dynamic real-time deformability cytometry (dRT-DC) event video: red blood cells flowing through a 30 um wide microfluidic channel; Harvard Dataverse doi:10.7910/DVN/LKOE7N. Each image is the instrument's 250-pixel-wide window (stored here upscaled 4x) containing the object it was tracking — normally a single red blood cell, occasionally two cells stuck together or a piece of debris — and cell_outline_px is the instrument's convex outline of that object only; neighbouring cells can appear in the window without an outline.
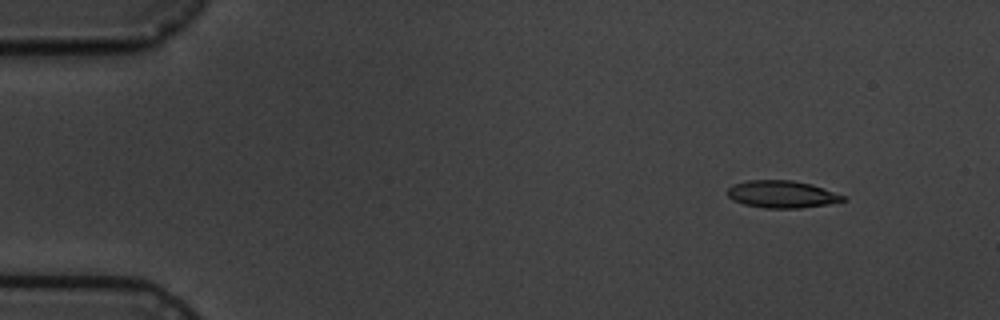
{"species": "common noctule bat (a hibernating species)", "species_latin": "Nyctalus noctula", "temperature_condition": "cold", "stored_images_in_passage": 5, "camera_frame_rate_fps": 3000, "um_per_image_px": 0.085, "animal": {"sex": "male", "body_mass_g": 19.5, "forearm_length_mm": 54.6}, "frame": {"image": 1, "passage_image": 2, "time_ms": 1.333, "image_size_px": [1000, 320], "cell_outline_px": [[848, 200], [828, 204], [800, 208], [764, 208], [744, 204], [732, 200], [728, 196], [728, 188], [732, 184], [748, 180], [792, 180], [812, 184], [848, 196]], "centroid_in_image_um": [66.5, 16.51], "position_along_channel_um": 18.5, "area_um2": 18.61}}
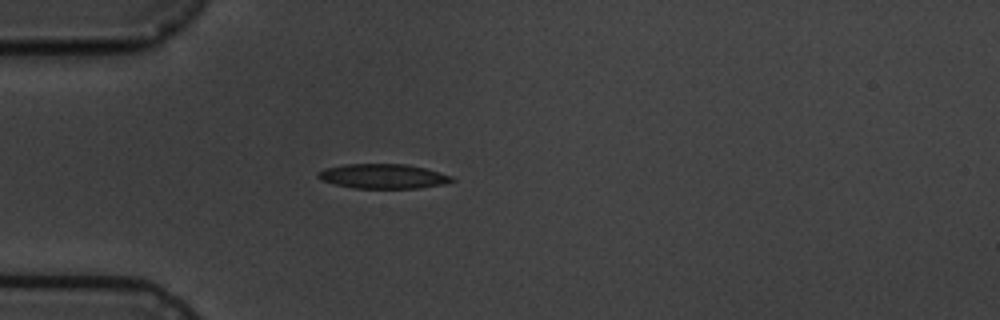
{"frame": {"image": 2, "passage_image": 5, "time_ms": 4.667, "image_size_px": [1000, 320], "cell_outline_px": [[456, 180], [444, 184], [420, 188], [352, 188], [320, 180], [316, 176], [316, 172], [328, 168], [344, 164], [408, 164], [424, 168], [452, 176]], "centroid_in_image_um": [32.56, 14.98], "position_along_channel_um": 52.4, "area_um2": 19.19}}